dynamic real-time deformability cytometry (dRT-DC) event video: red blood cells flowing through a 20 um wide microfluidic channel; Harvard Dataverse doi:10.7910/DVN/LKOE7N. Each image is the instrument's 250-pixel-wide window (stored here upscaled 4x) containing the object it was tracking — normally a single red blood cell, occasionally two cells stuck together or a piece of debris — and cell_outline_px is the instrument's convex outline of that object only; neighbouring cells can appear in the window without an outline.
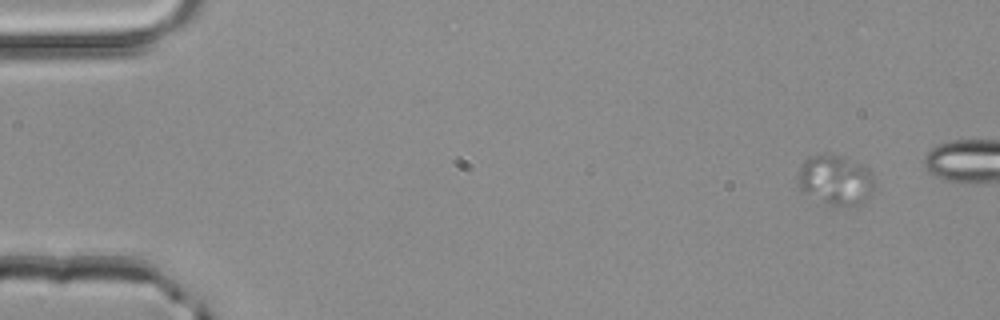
{"species": "common noctule bat (a hibernating species)", "species_latin": "Nyctalus noctula", "temperature_condition": "room temperature", "stored_images_in_passage": 3, "camera_frame_rate_fps": 3000, "um_per_image_px": 0.085, "animal": {"sex": "male", "body_mass_g": 20.4}, "frame": {"image": 1, "passage_image": 1, "time_ms": 0.0, "image_size_px": [1000, 320], "cell_outline_px": [[876, 188], [868, 196], [856, 204], [828, 208], [804, 192], [800, 188], [796, 180], [800, 168], [804, 160], [812, 156], [824, 152], [840, 156], [864, 164], [872, 172], [876, 180]], "centroid_in_image_um": [71.02, 15.31], "position_along_channel_um": 14.0, "area_um2": 23.0}}